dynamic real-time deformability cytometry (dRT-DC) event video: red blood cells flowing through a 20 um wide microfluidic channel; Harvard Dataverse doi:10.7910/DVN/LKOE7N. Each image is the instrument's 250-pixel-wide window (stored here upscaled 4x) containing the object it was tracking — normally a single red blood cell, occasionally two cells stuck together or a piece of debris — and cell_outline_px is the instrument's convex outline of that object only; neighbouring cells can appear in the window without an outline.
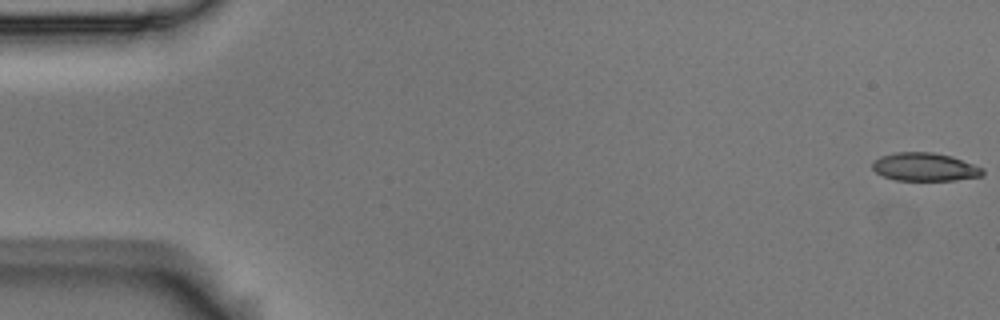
{"species": "Egyptian fruit bat (a non-hibernating species)", "species_latin": "Rousettus aegyptiacus", "temperature_condition": "room temperature", "stored_images_in_passage": 58, "camera_frame_rate_fps": 3000, "um_per_image_px": 0.085, "animal": {"sex": "male"}, "frame": {"image": 1, "passage_image": 1, "time_ms": 0.0, "image_size_px": [1000, 320], "cell_outline_px": [[984, 176], [956, 180], [896, 180], [884, 176], [876, 172], [872, 168], [872, 160], [880, 156], [896, 152], [932, 152], [952, 156], [984, 168]], "centroid_in_image_um": [78.62, 14.18], "position_along_channel_um": 6.4, "area_um2": 18.26}}
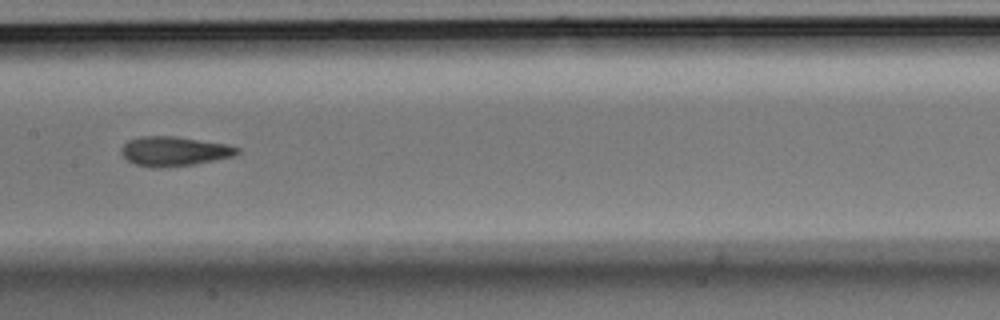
{"frame": {"image": 2, "passage_image": 29, "time_ms": 9.333, "image_size_px": [1000, 320], "cell_outline_px": [[240, 152], [236, 156], [192, 164], [160, 168], [152, 168], [136, 164], [128, 160], [120, 152], [120, 148], [128, 140], [140, 136], [172, 136], [228, 144], [240, 148]], "centroid_in_image_um": [14.81, 12.85], "position_along_channel_um": 192.6, "area_um2": 19.94}}
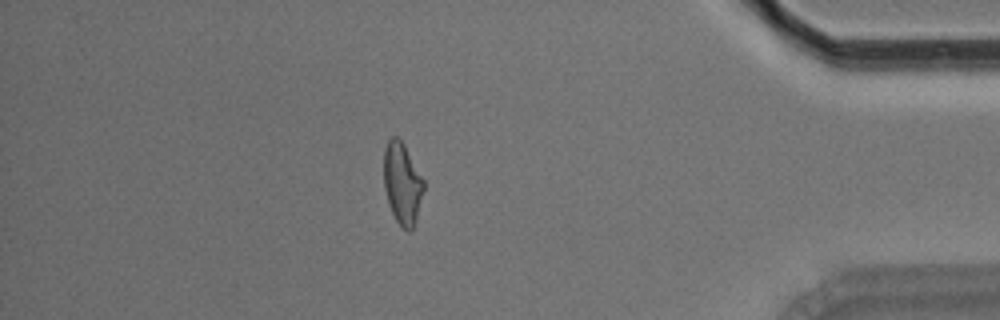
{"frame": {"image": 3, "passage_image": 50, "time_ms": 16.333, "image_size_px": [1000, 320], "cell_outline_px": [[424, 188], [416, 220], [412, 232], [408, 232], [396, 220], [388, 204], [384, 188], [384, 148], [388, 140], [392, 136], [396, 136], [404, 144], [424, 180]], "centroid_in_image_um": [34.19, 15.59], "position_along_channel_um": 401.0, "area_um2": 18.96}, "authors_computed_cell_mechanics": {"area_um2": 19.3919, "velocity_mm_per_s": 3.5378, "shape_relaxation_time_tau1_ms": 6.5513, "shape_relaxation_time_tau2_ms": 2.1322, "deformation_change_tau1": 0.1929, "deformation_change_tau2": 0.1069}}